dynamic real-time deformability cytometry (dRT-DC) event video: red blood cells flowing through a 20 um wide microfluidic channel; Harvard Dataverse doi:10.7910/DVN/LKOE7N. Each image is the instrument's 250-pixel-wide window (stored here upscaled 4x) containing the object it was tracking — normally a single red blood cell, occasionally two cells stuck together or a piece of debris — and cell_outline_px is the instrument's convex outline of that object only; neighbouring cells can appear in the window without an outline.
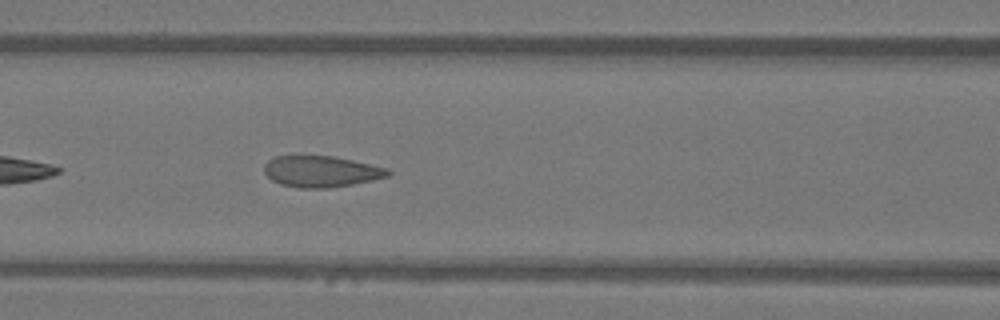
{"species": "Egyptian fruit bat (a non-hibernating species)", "species_latin": "Rousettus aegyptiacus", "temperature_condition": "warm", "stored_images_in_passage": 14, "camera_frame_rate_fps": 3000, "um_per_image_px": 0.085, "animal": {"sex": "female"}, "frame": {"image": 1, "passage_image": 8, "time_ms": 2.333, "image_size_px": [1000, 320], "cell_outline_px": [[392, 172], [388, 176], [372, 180], [352, 184], [328, 188], [300, 188], [280, 184], [272, 180], [264, 172], [264, 164], [268, 160], [276, 156], [300, 152], [332, 156], [352, 160], [388, 168]], "centroid_in_image_um": [27.23, 14.52], "position_along_channel_um": 139.4, "area_um2": 23.24}}
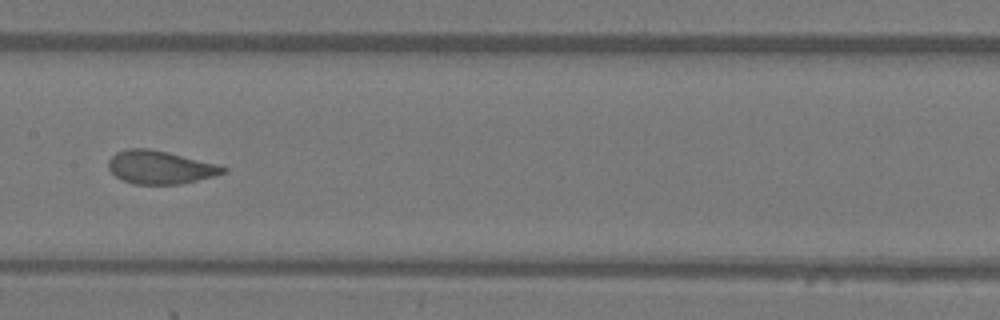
{"frame": {"image": 2, "passage_image": 12, "time_ms": 3.667, "image_size_px": [1000, 320], "cell_outline_px": [[228, 172], [180, 184], [132, 184], [116, 176], [108, 168], [108, 160], [116, 152], [124, 148], [148, 148], [168, 152], [220, 164], [228, 168]], "centroid_in_image_um": [13.62, 14.2], "position_along_channel_um": 193.8, "area_um2": 22.31}}